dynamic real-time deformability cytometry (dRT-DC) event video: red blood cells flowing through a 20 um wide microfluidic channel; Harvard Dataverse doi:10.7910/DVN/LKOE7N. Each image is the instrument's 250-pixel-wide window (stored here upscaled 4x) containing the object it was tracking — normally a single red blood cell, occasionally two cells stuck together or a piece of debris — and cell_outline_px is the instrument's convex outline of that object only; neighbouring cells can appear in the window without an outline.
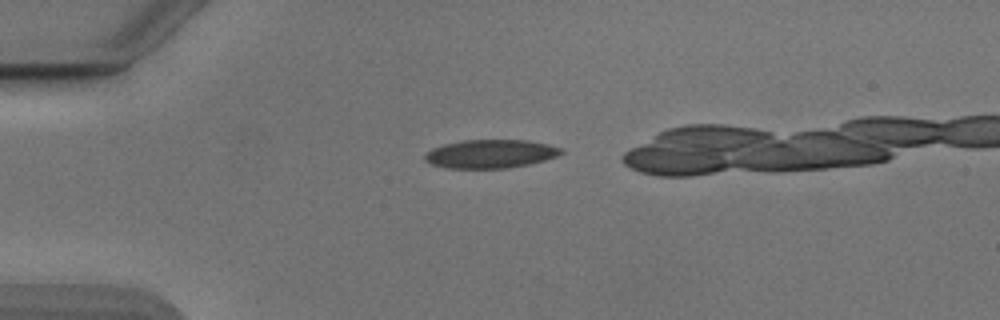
{"species": "Egyptian fruit bat (a non-hibernating species)", "species_latin": "Rousettus aegyptiacus", "temperature_condition": "cold", "stored_images_in_passage": 22, "camera_frame_rate_fps": 3000, "um_per_image_px": 0.085, "animal": {"sex": "male"}, "frame": {"image": 1, "passage_image": 2, "time_ms": 0.333, "image_size_px": [1000, 320], "cell_outline_px": [[564, 152], [556, 156], [544, 160], [528, 164], [508, 168], [448, 168], [432, 164], [424, 160], [424, 156], [432, 148], [444, 144], [464, 140], [528, 140], [548, 144], [560, 148]], "centroid_in_image_um": [41.68, 13.07], "position_along_channel_um": 43.3, "area_um2": 22.48}}
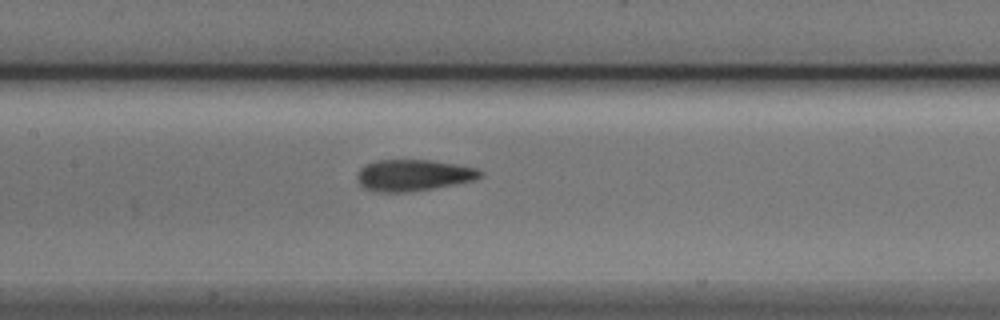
{"frame": {"image": 2, "passage_image": 14, "time_ms": 4.333, "image_size_px": [1000, 320], "cell_outline_px": [[484, 176], [472, 180], [456, 184], [408, 192], [376, 192], [364, 188], [360, 184], [356, 176], [360, 168], [364, 164], [380, 160], [432, 160], [456, 164], [476, 168], [484, 172]], "centroid_in_image_um": [35.13, 14.89], "position_along_channel_um": 172.3, "area_um2": 22.6}}
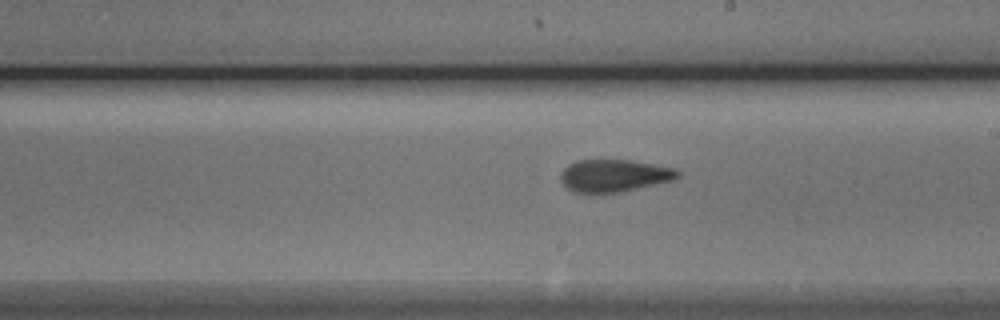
{"frame": {"image": 3, "passage_image": 19, "time_ms": 6.0, "image_size_px": [1000, 320], "cell_outline_px": [[680, 176], [672, 180], [620, 192], [596, 196], [572, 192], [560, 180], [560, 176], [564, 168], [568, 164], [576, 160], [632, 160], [676, 168], [680, 172]], "centroid_in_image_um": [52.16, 14.96], "position_along_channel_um": 236.8, "area_um2": 22.66}}